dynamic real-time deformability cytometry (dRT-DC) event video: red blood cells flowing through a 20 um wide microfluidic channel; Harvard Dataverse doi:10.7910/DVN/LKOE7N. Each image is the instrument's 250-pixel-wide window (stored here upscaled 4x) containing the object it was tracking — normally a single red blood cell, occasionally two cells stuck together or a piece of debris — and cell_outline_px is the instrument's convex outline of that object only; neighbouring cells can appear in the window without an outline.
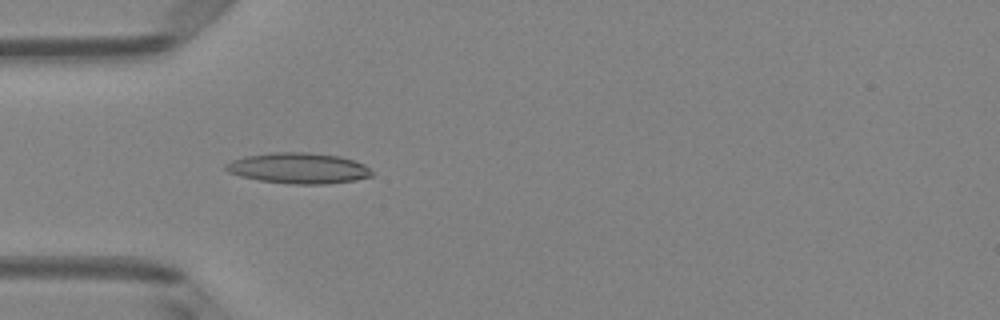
{"species": "Egyptian fruit bat (a non-hibernating species)", "species_latin": "Rousettus aegyptiacus", "temperature_condition": "room temperature", "stored_images_in_passage": 6, "camera_frame_rate_fps": 3000, "um_per_image_px": 0.085, "animal": {"sex": "female"}, "frame": {"image": 1, "passage_image": 5, "time_ms": 1.333, "image_size_px": [1000, 320], "cell_outline_px": [[372, 176], [356, 180], [324, 184], [292, 184], [260, 180], [240, 176], [228, 172], [224, 168], [224, 164], [232, 160], [244, 156], [272, 152], [308, 152], [340, 156], [364, 164], [372, 172]], "centroid_in_image_um": [25.35, 14.29], "position_along_channel_um": 59.7, "area_um2": 26.18}}
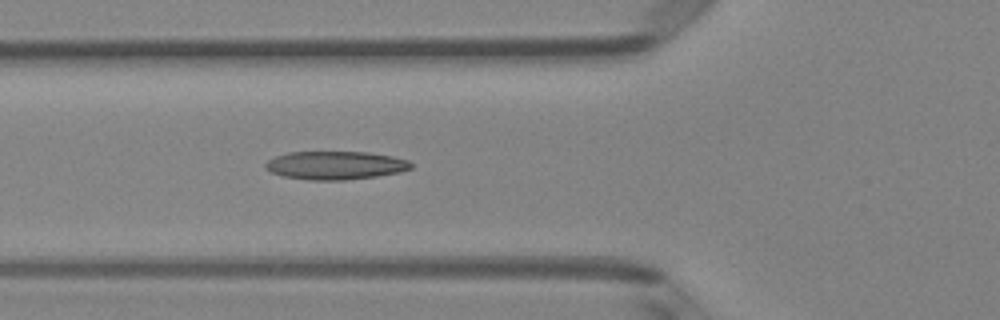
{"frame": {"image": 2, "passage_image": 6, "time_ms": 1.667, "image_size_px": [1000, 320], "cell_outline_px": [[412, 168], [400, 172], [376, 176], [344, 180], [308, 180], [284, 176], [272, 172], [264, 168], [264, 164], [268, 160], [276, 156], [288, 152], [368, 152], [392, 156], [408, 160], [412, 164]], "centroid_in_image_um": [28.5, 14.05], "position_along_channel_um": 97.3, "area_um2": 23.99}}